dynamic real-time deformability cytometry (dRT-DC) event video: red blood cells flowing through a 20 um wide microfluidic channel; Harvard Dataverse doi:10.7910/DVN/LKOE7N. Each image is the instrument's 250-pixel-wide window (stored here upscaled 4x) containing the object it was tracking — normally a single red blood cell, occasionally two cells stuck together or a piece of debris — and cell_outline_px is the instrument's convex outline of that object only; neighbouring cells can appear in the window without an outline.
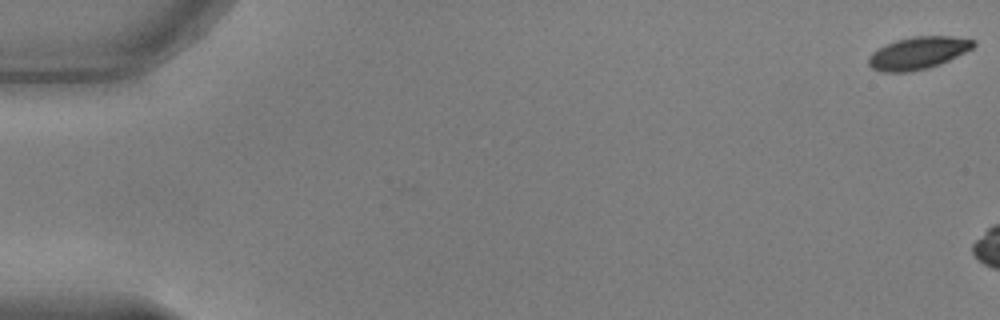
{"species": "common noctule bat (a hibernating species)", "species_latin": "Nyctalus noctula", "temperature_condition": "warm", "stored_images_in_passage": 6, "camera_frame_rate_fps": 3000, "um_per_image_px": 0.085, "animal": {"sex": "male", "body_mass_g": 17.9, "forearm_length_mm": 54.2}, "frame": {"image": 1, "passage_image": 1, "time_ms": 0.0, "image_size_px": [1000, 320], "cell_outline_px": [[976, 44], [972, 48], [940, 64], [928, 68], [908, 72], [880, 72], [872, 68], [868, 64], [868, 56], [872, 52], [896, 40], [912, 36], [952, 36], [972, 40]], "centroid_in_image_um": [78.0, 4.51], "position_along_channel_um": 7.0, "area_um2": 19.59}}